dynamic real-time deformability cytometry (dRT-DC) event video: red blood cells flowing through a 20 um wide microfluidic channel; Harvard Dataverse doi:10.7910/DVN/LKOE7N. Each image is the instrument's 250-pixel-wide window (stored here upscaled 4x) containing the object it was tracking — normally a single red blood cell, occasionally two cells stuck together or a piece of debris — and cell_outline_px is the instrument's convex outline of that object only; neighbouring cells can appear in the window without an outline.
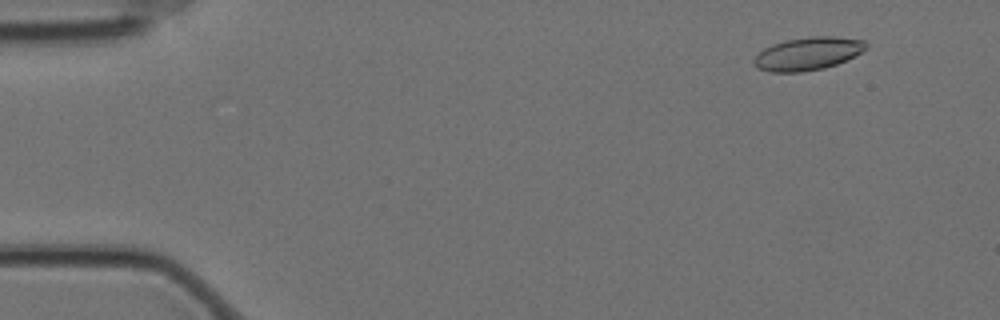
{"species": "Egyptian fruit bat (a non-hibernating species)", "species_latin": "Rousettus aegyptiacus", "temperature_condition": "cold", "stored_images_in_passage": 59, "camera_frame_rate_fps": 3000, "um_per_image_px": 0.085, "animal": {"sex": "female"}, "frame": {"image": 1, "passage_image": 6, "time_ms": 1.667, "image_size_px": [1000, 320], "cell_outline_px": [[868, 48], [836, 64], [824, 68], [800, 72], [772, 72], [756, 68], [752, 64], [752, 60], [764, 48], [772, 44], [788, 40], [808, 36], [832, 36], [864, 40], [868, 44]], "centroid_in_image_um": [68.63, 4.56], "position_along_channel_um": 16.4, "area_um2": 21.44}}
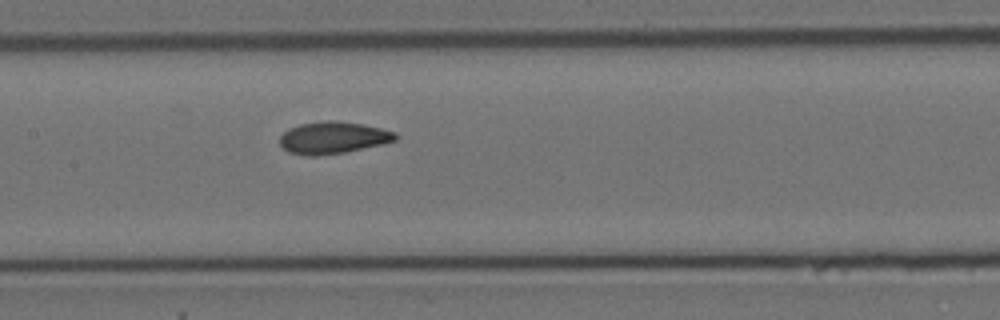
{"frame": {"image": 2, "passage_image": 29, "time_ms": 9.333, "image_size_px": [1000, 320], "cell_outline_px": [[396, 140], [384, 144], [344, 152], [316, 156], [304, 156], [288, 152], [280, 144], [280, 136], [288, 128], [300, 124], [328, 120], [332, 120], [364, 124], [396, 132]], "centroid_in_image_um": [28.29, 11.71], "position_along_channel_um": 179.1, "area_um2": 21.62}}
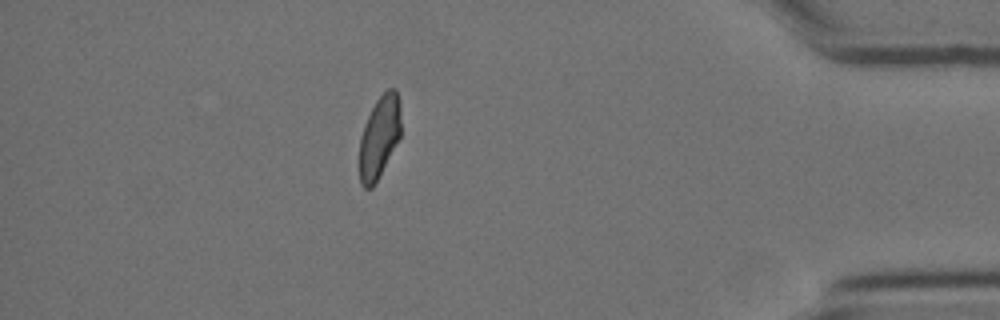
{"frame": {"image": 3, "passage_image": 52, "time_ms": 17.0, "image_size_px": [1000, 320], "cell_outline_px": [[400, 136], [372, 188], [364, 188], [360, 184], [360, 136], [364, 124], [376, 100], [388, 88], [396, 88], [400, 100]], "centroid_in_image_um": [32.24, 11.6], "position_along_channel_um": 403.0, "area_um2": 19.59}, "authors_computed_cell_mechanics": {"area_um2": 21.0392, "velocity_mm_per_s": 3.4849, "shape_relaxation_time_tau1_ms": 6.7523, "shape_relaxation_time_tau2_ms": 1.5375, "deformation_change_tau1": 0.1602, "deformation_change_tau2": 0.0749}}